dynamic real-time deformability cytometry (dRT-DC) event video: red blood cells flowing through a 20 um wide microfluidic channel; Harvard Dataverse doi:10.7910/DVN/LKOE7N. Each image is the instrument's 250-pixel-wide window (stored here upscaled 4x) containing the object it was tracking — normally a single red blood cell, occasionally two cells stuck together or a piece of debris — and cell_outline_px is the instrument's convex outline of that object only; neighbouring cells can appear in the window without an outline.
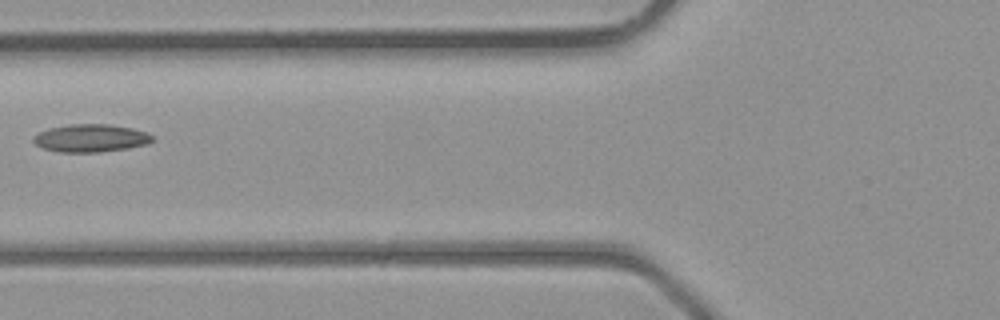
{"species": "common noctule bat (a hibernating species)", "species_latin": "Nyctalus noctula", "temperature_condition": "room temperature", "stored_images_in_passage": 7, "camera_frame_rate_fps": 3000, "um_per_image_px": 0.085, "animal": {"sex": "male", "body_mass_g": 23.1, "forearm_length_mm": 52.7}, "frame": {"image": 1, "passage_image": 7, "time_ms": 6.667, "image_size_px": [1000, 320], "cell_outline_px": [[152, 140], [148, 144], [128, 148], [100, 152], [60, 152], [44, 148], [36, 144], [32, 140], [32, 136], [48, 128], [68, 124], [108, 124], [132, 128], [148, 132], [152, 136]], "centroid_in_image_um": [7.71, 11.73], "position_along_channel_um": 118.1, "area_um2": 19.31}}